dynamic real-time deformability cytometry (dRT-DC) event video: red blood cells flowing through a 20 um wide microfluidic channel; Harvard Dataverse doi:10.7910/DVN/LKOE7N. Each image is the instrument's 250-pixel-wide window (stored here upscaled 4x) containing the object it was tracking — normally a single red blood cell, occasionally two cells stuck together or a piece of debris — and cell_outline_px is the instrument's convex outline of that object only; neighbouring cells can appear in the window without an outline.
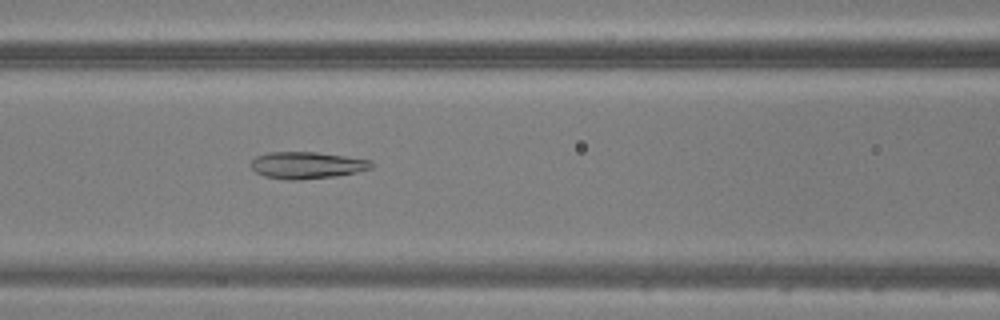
{"species": "common noctule bat (a hibernating species)", "species_latin": "Nyctalus noctula", "temperature_condition": "warm", "stored_images_in_passage": 47, "camera_frame_rate_fps": 3000, "um_per_image_px": 0.085, "animal": {"sex": "male", "body_mass_g": 20.5, "forearm_length_mm": 52.5}, "frame": {"image": 1, "passage_image": 21, "time_ms": 6.667, "image_size_px": [1000, 320], "cell_outline_px": [[372, 168], [356, 172], [336, 176], [300, 180], [288, 180], [264, 176], [256, 172], [252, 168], [252, 160], [256, 156], [268, 152], [316, 152], [372, 160]], "centroid_in_image_um": [26.08, 14.04], "position_along_channel_um": 140.5, "area_um2": 18.79}}
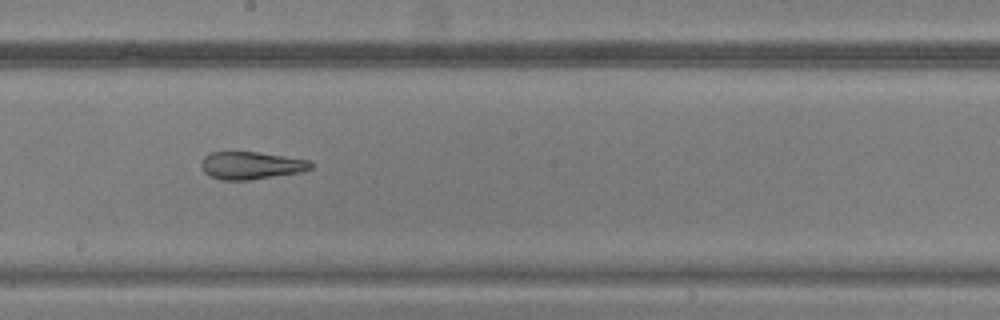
{"frame": {"image": 2, "passage_image": 27, "time_ms": 8.667, "image_size_px": [1000, 320], "cell_outline_px": [[312, 168], [300, 172], [248, 180], [220, 180], [208, 176], [204, 172], [200, 164], [204, 156], [208, 152], [260, 152], [312, 160]], "centroid_in_image_um": [21.32, 14.05], "position_along_channel_um": 226.9, "area_um2": 17.8}}
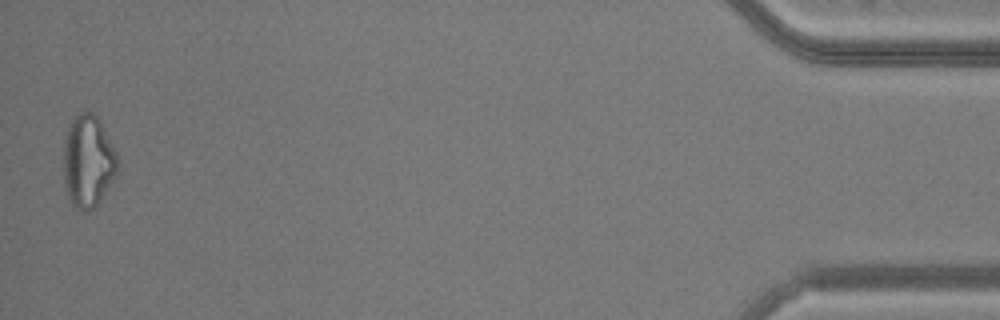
{"frame": {"image": 3, "passage_image": 47, "time_ms": 15.333, "image_size_px": [1000, 320], "cell_outline_px": [[120, 172], [100, 200], [88, 212], [84, 212], [76, 208], [68, 200], [64, 188], [64, 140], [72, 116], [88, 108], [100, 120], [120, 160]], "centroid_in_image_um": [7.5, 13.7], "position_along_channel_um": 427.7, "area_um2": 29.94}}